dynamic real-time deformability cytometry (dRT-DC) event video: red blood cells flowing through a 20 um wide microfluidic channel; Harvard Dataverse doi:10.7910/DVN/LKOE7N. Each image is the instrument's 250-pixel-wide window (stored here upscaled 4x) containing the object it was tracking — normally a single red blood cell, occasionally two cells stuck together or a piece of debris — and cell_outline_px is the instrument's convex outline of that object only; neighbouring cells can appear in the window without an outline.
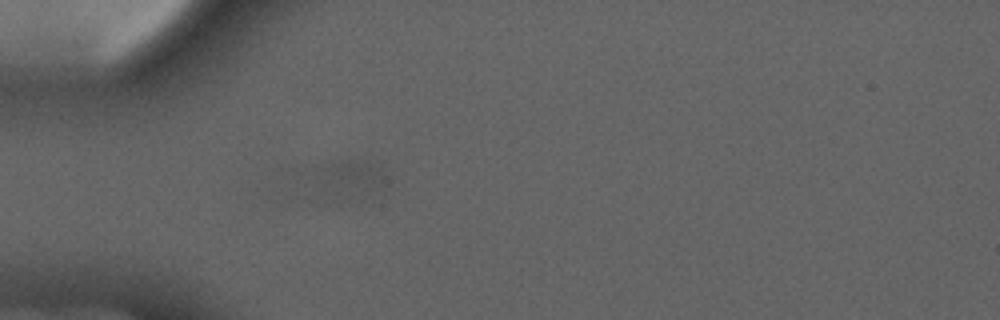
{"species": "common noctule bat (a hibernating species)", "species_latin": "Nyctalus noctula", "temperature_condition": "cold", "stored_images_in_passage": 5, "segment_of_instrument_passage": [2, 2], "camera_frame_rate_fps": 3000, "um_per_image_px": 0.085, "animal": {"sex": "male", "forearm_length_mm": 52.5}, "frame": {"image": 1, "passage_image": 5, "time_ms": 4.667, "image_size_px": [1000, 320], "cell_outline_px": [[388, 184], [368, 192], [332, 200], [324, 184], [320, 168], [320, 164], [340, 160], [344, 160], [372, 164], [380, 168]], "centroid_in_image_um": [29.83, 15.15], "position_along_channel_um": 55.2, "area_um2": 13.76}}